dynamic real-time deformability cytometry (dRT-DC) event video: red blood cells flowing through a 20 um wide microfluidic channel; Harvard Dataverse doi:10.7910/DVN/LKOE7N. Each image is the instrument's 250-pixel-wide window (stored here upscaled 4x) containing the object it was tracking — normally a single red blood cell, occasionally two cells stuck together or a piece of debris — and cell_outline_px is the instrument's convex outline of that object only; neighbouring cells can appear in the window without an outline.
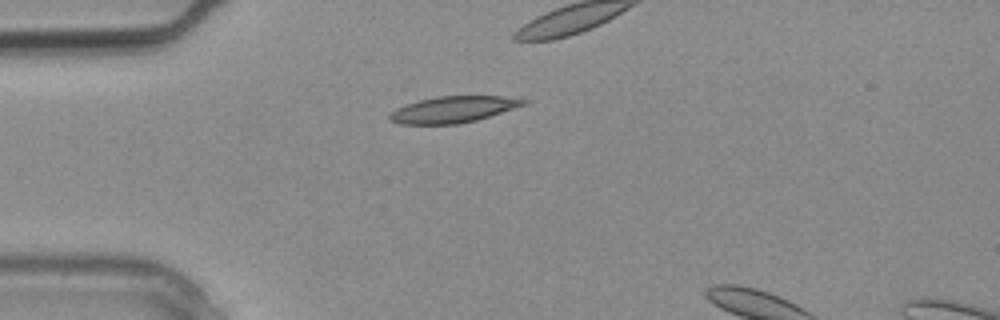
{"species": "common noctule bat (a hibernating species)", "species_latin": "Nyctalus noctula", "temperature_condition": "warm", "stored_images_in_passage": 2, "camera_frame_rate_fps": 3000, "um_per_image_px": 0.085, "animal": {"sex": "male", "body_mass_g": 20.4}, "frame": {"image": 1, "passage_image": 1, "time_ms": 0.0, "image_size_px": [1000, 320], "cell_outline_px": [[528, 100], [524, 104], [476, 120], [456, 124], [400, 124], [392, 120], [388, 116], [396, 108], [420, 100], [436, 96], [504, 96]], "centroid_in_image_um": [38.49, 9.3], "position_along_channel_um": 46.5, "area_um2": 20.06}}